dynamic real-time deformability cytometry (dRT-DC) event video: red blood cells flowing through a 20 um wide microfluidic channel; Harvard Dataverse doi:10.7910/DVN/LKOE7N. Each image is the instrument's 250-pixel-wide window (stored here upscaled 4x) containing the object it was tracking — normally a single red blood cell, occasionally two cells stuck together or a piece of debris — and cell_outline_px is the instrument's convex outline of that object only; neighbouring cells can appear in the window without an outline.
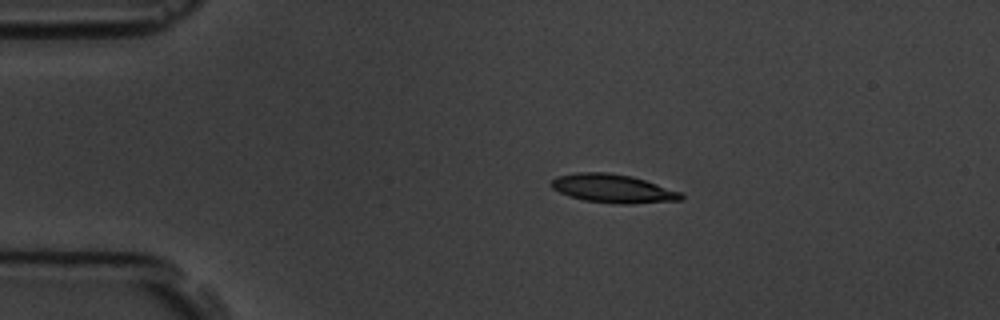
{"species": "common noctule bat (a hibernating species)", "species_latin": "Nyctalus noctula", "temperature_condition": "room temperature", "stored_images_in_passage": 6, "camera_frame_rate_fps": 3000, "um_per_image_px": 0.085, "animal": {"sex": "male", "body_mass_g": 19.5, "forearm_length_mm": 54.6}, "frame": {"image": 1, "passage_image": 2, "time_ms": 1.0, "image_size_px": [1000, 320], "cell_outline_px": [[684, 196], [680, 200], [632, 204], [612, 204], [584, 200], [560, 192], [552, 188], [548, 184], [556, 176], [576, 172], [608, 172], [632, 176], [680, 192]], "centroid_in_image_um": [52.06, 16.02], "position_along_channel_um": 32.9, "area_um2": 21.56}}
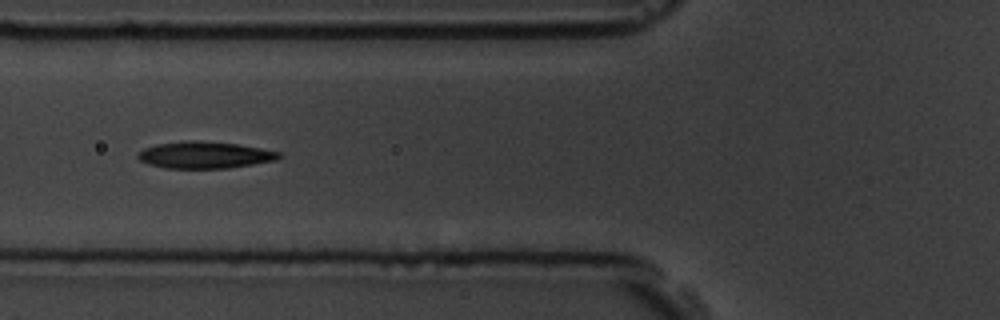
{"frame": {"image": 2, "passage_image": 5, "time_ms": 4.333, "image_size_px": [1000, 320], "cell_outline_px": [[284, 156], [276, 160], [228, 168], [164, 168], [148, 164], [140, 160], [136, 156], [136, 152], [144, 148], [156, 144], [184, 140], [200, 140], [236, 144], [260, 148], [280, 152]], "centroid_in_image_um": [17.36, 13.16], "position_along_channel_um": 108.4, "area_um2": 22.2}}
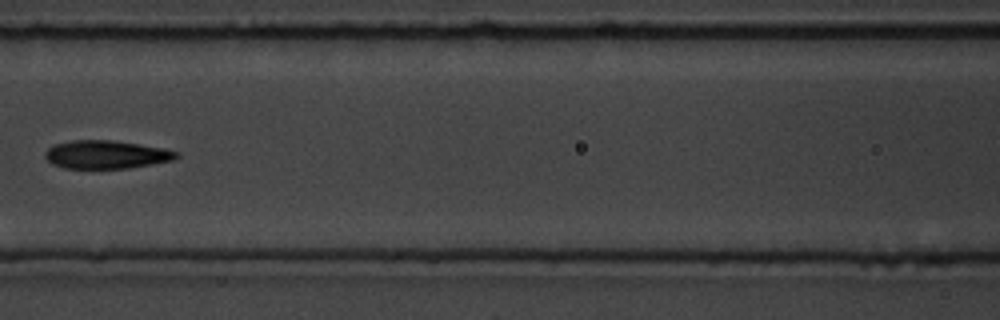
{"frame": {"image": 3, "passage_image": 6, "time_ms": 5.667, "image_size_px": [1000, 320], "cell_outline_px": [[180, 156], [172, 160], [152, 164], [128, 168], [64, 168], [52, 164], [44, 156], [44, 152], [48, 148], [56, 144], [72, 140], [112, 140], [140, 144], [164, 148], [180, 152]], "centroid_in_image_um": [9.04, 13.13], "position_along_channel_um": 157.6, "area_um2": 21.62}}